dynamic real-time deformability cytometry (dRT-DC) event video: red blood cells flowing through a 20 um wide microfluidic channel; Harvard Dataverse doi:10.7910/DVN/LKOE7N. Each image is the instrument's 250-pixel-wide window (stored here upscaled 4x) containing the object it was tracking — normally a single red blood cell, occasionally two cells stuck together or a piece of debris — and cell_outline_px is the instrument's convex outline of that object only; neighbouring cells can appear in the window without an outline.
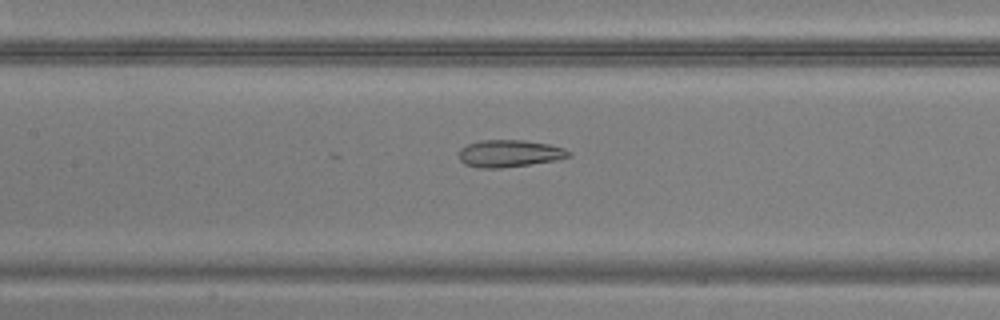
{"species": "common noctule bat (a hibernating species)", "species_latin": "Nyctalus noctula", "temperature_condition": "warm", "stored_images_in_passage": 49, "camera_frame_rate_fps": 3000, "um_per_image_px": 0.085, "animal": {"sex": "male", "body_mass_g": 20.5, "forearm_length_mm": 52.5}, "frame": {"image": 1, "passage_image": 23, "time_ms": 7.333, "image_size_px": [1000, 320], "cell_outline_px": [[572, 156], [556, 160], [500, 168], [476, 168], [464, 164], [460, 160], [460, 148], [468, 144], [484, 140], [524, 140], [548, 144], [564, 148], [572, 152]], "centroid_in_image_um": [43.31, 13.05], "position_along_channel_um": 164.1, "area_um2": 17.34}}
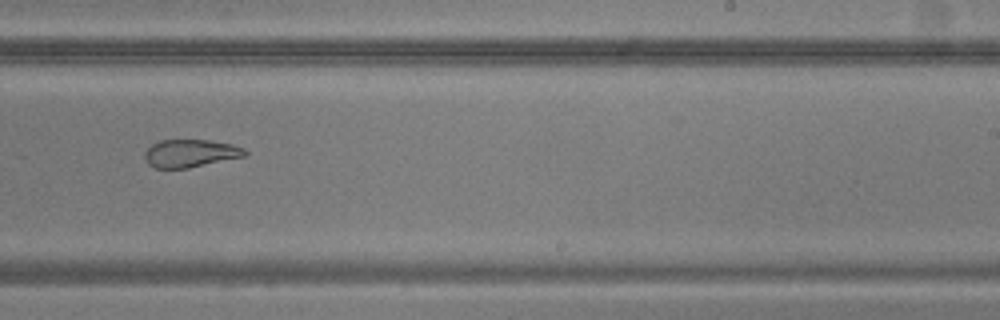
{"frame": {"image": 2, "passage_image": 31, "time_ms": 10.0, "image_size_px": [1000, 320], "cell_outline_px": [[248, 156], [188, 168], [156, 168], [148, 164], [144, 156], [144, 152], [152, 144], [160, 140], [208, 140], [232, 144], [244, 148], [248, 152]], "centroid_in_image_um": [16.22, 13.03], "position_along_channel_um": 272.8, "area_um2": 16.36}}
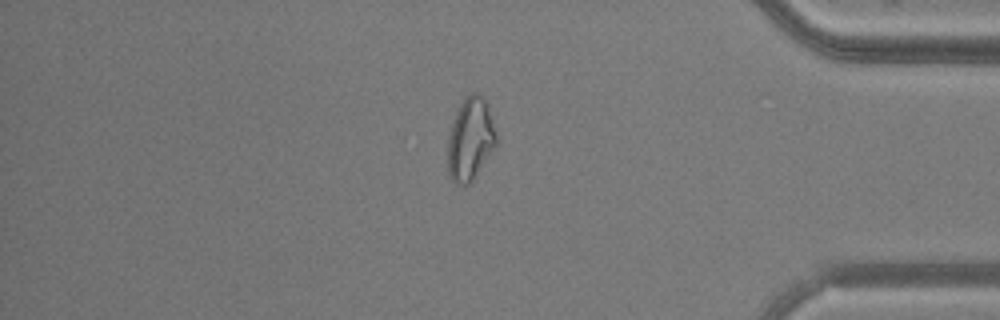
{"frame": {"image": 3, "passage_image": 42, "time_ms": 13.667, "image_size_px": [1000, 320], "cell_outline_px": [[500, 140], [472, 180], [468, 184], [456, 184], [452, 180], [448, 172], [448, 136], [456, 112], [460, 104], [472, 92], [476, 92], [484, 96], [488, 104]], "centroid_in_image_um": [40.02, 11.79], "position_along_channel_um": 395.2, "area_um2": 23.58}}